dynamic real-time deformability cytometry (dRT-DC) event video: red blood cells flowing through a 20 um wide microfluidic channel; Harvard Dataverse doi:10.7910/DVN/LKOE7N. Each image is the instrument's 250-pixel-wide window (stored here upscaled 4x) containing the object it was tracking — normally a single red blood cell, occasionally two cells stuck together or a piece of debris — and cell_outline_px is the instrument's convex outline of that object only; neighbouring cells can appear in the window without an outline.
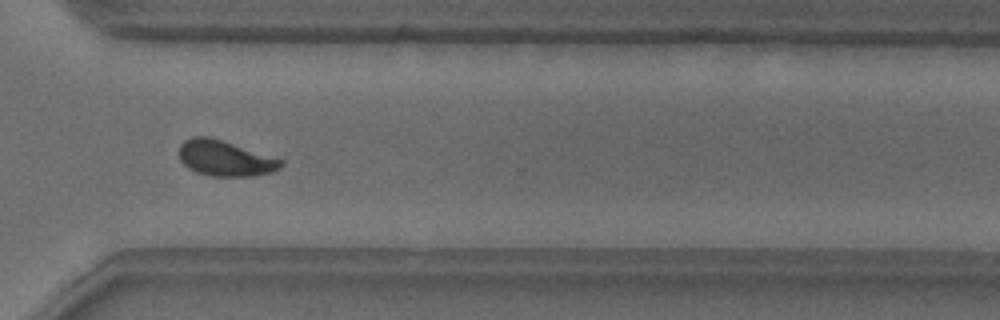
{"species": "common noctule bat (a hibernating species)", "species_latin": "Nyctalus noctula", "temperature_condition": "warm", "stored_images_in_passage": 37, "camera_frame_rate_fps": 3000, "um_per_image_px": 0.085, "animal": {"sex": "male", "body_mass_g": 18.8}, "frame": {"image": 1, "passage_image": 27, "time_ms": 8.667, "image_size_px": [1000, 320], "cell_outline_px": [[284, 164], [280, 168], [272, 172], [252, 176], [208, 176], [196, 172], [188, 168], [180, 160], [180, 144], [184, 140], [192, 136], [208, 136], [284, 160]], "centroid_in_image_um": [19.12, 13.46], "position_along_channel_um": 351.5, "area_um2": 21.04}, "authors_computed_cell_mechanics": {"area_um2": 21.1548, "velocity_mm_per_s": 3.8107, "shape_relaxation_time_tau1_ms": 3.343, "shape_relaxation_time_tau2_ms": 0.7749, "deformation_change_tau1": 0.1236, "deformation_change_tau2": 0.0592}}